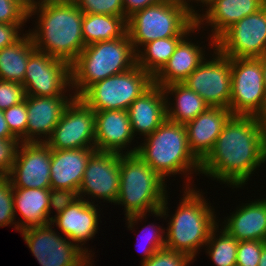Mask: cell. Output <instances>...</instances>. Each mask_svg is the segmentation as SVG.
<instances>
[{"mask_svg": "<svg viewBox=\"0 0 266 266\" xmlns=\"http://www.w3.org/2000/svg\"><path fill=\"white\" fill-rule=\"evenodd\" d=\"M265 162L266 143L256 116L233 115L201 162L200 173L239 188Z\"/></svg>", "mask_w": 266, "mask_h": 266, "instance_id": "obj_1", "label": "cell"}, {"mask_svg": "<svg viewBox=\"0 0 266 266\" xmlns=\"http://www.w3.org/2000/svg\"><path fill=\"white\" fill-rule=\"evenodd\" d=\"M165 180L136 153L120 156V185L117 201L122 204L127 227L146 219L147 212L156 217H168V194ZM167 216V217H166Z\"/></svg>", "mask_w": 266, "mask_h": 266, "instance_id": "obj_2", "label": "cell"}, {"mask_svg": "<svg viewBox=\"0 0 266 266\" xmlns=\"http://www.w3.org/2000/svg\"><path fill=\"white\" fill-rule=\"evenodd\" d=\"M36 14L37 26L29 30L35 48L71 65L85 47L82 10L73 4H36L29 17Z\"/></svg>", "mask_w": 266, "mask_h": 266, "instance_id": "obj_3", "label": "cell"}, {"mask_svg": "<svg viewBox=\"0 0 266 266\" xmlns=\"http://www.w3.org/2000/svg\"><path fill=\"white\" fill-rule=\"evenodd\" d=\"M144 138L141 145L128 149L126 154L136 153L164 180L166 176L183 174L190 183L188 175L194 172L201 174V162L189 149L184 124L166 119L152 134Z\"/></svg>", "mask_w": 266, "mask_h": 266, "instance_id": "obj_4", "label": "cell"}, {"mask_svg": "<svg viewBox=\"0 0 266 266\" xmlns=\"http://www.w3.org/2000/svg\"><path fill=\"white\" fill-rule=\"evenodd\" d=\"M136 65V52L126 32L122 37L84 47L71 64V89L80 97L92 84Z\"/></svg>", "mask_w": 266, "mask_h": 266, "instance_id": "obj_5", "label": "cell"}, {"mask_svg": "<svg viewBox=\"0 0 266 266\" xmlns=\"http://www.w3.org/2000/svg\"><path fill=\"white\" fill-rule=\"evenodd\" d=\"M185 185L182 201L166 229L165 248L189 255L193 260L218 225L214 209L200 191ZM190 187V188H189Z\"/></svg>", "mask_w": 266, "mask_h": 266, "instance_id": "obj_6", "label": "cell"}, {"mask_svg": "<svg viewBox=\"0 0 266 266\" xmlns=\"http://www.w3.org/2000/svg\"><path fill=\"white\" fill-rule=\"evenodd\" d=\"M199 30L196 17L183 0H162L135 12L127 19V33L135 52L148 42L185 37Z\"/></svg>", "mask_w": 266, "mask_h": 266, "instance_id": "obj_7", "label": "cell"}, {"mask_svg": "<svg viewBox=\"0 0 266 266\" xmlns=\"http://www.w3.org/2000/svg\"><path fill=\"white\" fill-rule=\"evenodd\" d=\"M153 84L138 65L92 84L80 98L94 111L125 110Z\"/></svg>", "mask_w": 266, "mask_h": 266, "instance_id": "obj_8", "label": "cell"}, {"mask_svg": "<svg viewBox=\"0 0 266 266\" xmlns=\"http://www.w3.org/2000/svg\"><path fill=\"white\" fill-rule=\"evenodd\" d=\"M52 228L49 223L20 231L40 266H92V258L80 246Z\"/></svg>", "mask_w": 266, "mask_h": 266, "instance_id": "obj_9", "label": "cell"}, {"mask_svg": "<svg viewBox=\"0 0 266 266\" xmlns=\"http://www.w3.org/2000/svg\"><path fill=\"white\" fill-rule=\"evenodd\" d=\"M233 115L256 116L266 102L262 64L258 58H231Z\"/></svg>", "mask_w": 266, "mask_h": 266, "instance_id": "obj_10", "label": "cell"}, {"mask_svg": "<svg viewBox=\"0 0 266 266\" xmlns=\"http://www.w3.org/2000/svg\"><path fill=\"white\" fill-rule=\"evenodd\" d=\"M212 59L203 62L182 82L211 107L229 109L231 99V58L214 48Z\"/></svg>", "mask_w": 266, "mask_h": 266, "instance_id": "obj_11", "label": "cell"}, {"mask_svg": "<svg viewBox=\"0 0 266 266\" xmlns=\"http://www.w3.org/2000/svg\"><path fill=\"white\" fill-rule=\"evenodd\" d=\"M22 85L26 96H66L71 90V65L36 49L29 56Z\"/></svg>", "mask_w": 266, "mask_h": 266, "instance_id": "obj_12", "label": "cell"}, {"mask_svg": "<svg viewBox=\"0 0 266 266\" xmlns=\"http://www.w3.org/2000/svg\"><path fill=\"white\" fill-rule=\"evenodd\" d=\"M45 143L52 150L95 148V111L75 97Z\"/></svg>", "mask_w": 266, "mask_h": 266, "instance_id": "obj_13", "label": "cell"}, {"mask_svg": "<svg viewBox=\"0 0 266 266\" xmlns=\"http://www.w3.org/2000/svg\"><path fill=\"white\" fill-rule=\"evenodd\" d=\"M215 47L230 58H258L266 54V6L236 22Z\"/></svg>", "mask_w": 266, "mask_h": 266, "instance_id": "obj_14", "label": "cell"}, {"mask_svg": "<svg viewBox=\"0 0 266 266\" xmlns=\"http://www.w3.org/2000/svg\"><path fill=\"white\" fill-rule=\"evenodd\" d=\"M51 156L52 149L45 142H21L14 165L7 175L12 187L51 188Z\"/></svg>", "mask_w": 266, "mask_h": 266, "instance_id": "obj_15", "label": "cell"}, {"mask_svg": "<svg viewBox=\"0 0 266 266\" xmlns=\"http://www.w3.org/2000/svg\"><path fill=\"white\" fill-rule=\"evenodd\" d=\"M119 153L95 151L89 158L78 190L79 198L117 201L120 185Z\"/></svg>", "mask_w": 266, "mask_h": 266, "instance_id": "obj_16", "label": "cell"}, {"mask_svg": "<svg viewBox=\"0 0 266 266\" xmlns=\"http://www.w3.org/2000/svg\"><path fill=\"white\" fill-rule=\"evenodd\" d=\"M94 202L79 198L61 213L52 217L51 220L52 225L55 226L54 223H56V227L58 226L64 237L66 236L70 241L80 246L90 257H92L91 251H88L85 247L83 248L82 245L95 237L99 228L100 214Z\"/></svg>", "mask_w": 266, "mask_h": 266, "instance_id": "obj_17", "label": "cell"}, {"mask_svg": "<svg viewBox=\"0 0 266 266\" xmlns=\"http://www.w3.org/2000/svg\"><path fill=\"white\" fill-rule=\"evenodd\" d=\"M71 95L72 93L69 94L70 98L68 96H27L26 142H46L67 106L76 97ZM41 137L43 139H40Z\"/></svg>", "mask_w": 266, "mask_h": 266, "instance_id": "obj_18", "label": "cell"}, {"mask_svg": "<svg viewBox=\"0 0 266 266\" xmlns=\"http://www.w3.org/2000/svg\"><path fill=\"white\" fill-rule=\"evenodd\" d=\"M266 6V0H213L205 8V13L196 16V25L211 26L212 34L209 46L215 48V42L236 22L254 14ZM205 22V23H204ZM201 25V26H200Z\"/></svg>", "mask_w": 266, "mask_h": 266, "instance_id": "obj_19", "label": "cell"}, {"mask_svg": "<svg viewBox=\"0 0 266 266\" xmlns=\"http://www.w3.org/2000/svg\"><path fill=\"white\" fill-rule=\"evenodd\" d=\"M232 116L230 109L210 106L185 124L189 149L200 162L211 152L222 129Z\"/></svg>", "mask_w": 266, "mask_h": 266, "instance_id": "obj_20", "label": "cell"}, {"mask_svg": "<svg viewBox=\"0 0 266 266\" xmlns=\"http://www.w3.org/2000/svg\"><path fill=\"white\" fill-rule=\"evenodd\" d=\"M133 137L135 136L130 125L128 111H95L96 151L126 154L123 150L128 149L126 147H129L128 145L133 141Z\"/></svg>", "mask_w": 266, "mask_h": 266, "instance_id": "obj_21", "label": "cell"}, {"mask_svg": "<svg viewBox=\"0 0 266 266\" xmlns=\"http://www.w3.org/2000/svg\"><path fill=\"white\" fill-rule=\"evenodd\" d=\"M167 100L163 87L152 84L128 108L133 134L146 137L167 119Z\"/></svg>", "mask_w": 266, "mask_h": 266, "instance_id": "obj_22", "label": "cell"}, {"mask_svg": "<svg viewBox=\"0 0 266 266\" xmlns=\"http://www.w3.org/2000/svg\"><path fill=\"white\" fill-rule=\"evenodd\" d=\"M95 151V148L52 150L51 188L78 191L89 158Z\"/></svg>", "mask_w": 266, "mask_h": 266, "instance_id": "obj_23", "label": "cell"}, {"mask_svg": "<svg viewBox=\"0 0 266 266\" xmlns=\"http://www.w3.org/2000/svg\"><path fill=\"white\" fill-rule=\"evenodd\" d=\"M223 224V229L238 241L266 242V198L237 207Z\"/></svg>", "mask_w": 266, "mask_h": 266, "instance_id": "obj_24", "label": "cell"}, {"mask_svg": "<svg viewBox=\"0 0 266 266\" xmlns=\"http://www.w3.org/2000/svg\"><path fill=\"white\" fill-rule=\"evenodd\" d=\"M187 34L179 43L168 62L153 77V83L164 87L182 83L205 59V50L191 41ZM204 50V51H203Z\"/></svg>", "mask_w": 266, "mask_h": 266, "instance_id": "obj_25", "label": "cell"}, {"mask_svg": "<svg viewBox=\"0 0 266 266\" xmlns=\"http://www.w3.org/2000/svg\"><path fill=\"white\" fill-rule=\"evenodd\" d=\"M49 193L50 188H13L14 212L16 215L19 212L23 217L16 222L17 231L51 223Z\"/></svg>", "mask_w": 266, "mask_h": 266, "instance_id": "obj_26", "label": "cell"}, {"mask_svg": "<svg viewBox=\"0 0 266 266\" xmlns=\"http://www.w3.org/2000/svg\"><path fill=\"white\" fill-rule=\"evenodd\" d=\"M167 100V119L169 121L186 124L210 107L203 98L183 83H173L163 87ZM175 97L172 107L168 95ZM169 101V102H168Z\"/></svg>", "mask_w": 266, "mask_h": 266, "instance_id": "obj_27", "label": "cell"}, {"mask_svg": "<svg viewBox=\"0 0 266 266\" xmlns=\"http://www.w3.org/2000/svg\"><path fill=\"white\" fill-rule=\"evenodd\" d=\"M36 50L29 33L0 50V79L23 83L29 56Z\"/></svg>", "mask_w": 266, "mask_h": 266, "instance_id": "obj_28", "label": "cell"}, {"mask_svg": "<svg viewBox=\"0 0 266 266\" xmlns=\"http://www.w3.org/2000/svg\"><path fill=\"white\" fill-rule=\"evenodd\" d=\"M126 32L127 19L124 16L84 13L82 34L85 46L120 38Z\"/></svg>", "mask_w": 266, "mask_h": 266, "instance_id": "obj_29", "label": "cell"}, {"mask_svg": "<svg viewBox=\"0 0 266 266\" xmlns=\"http://www.w3.org/2000/svg\"><path fill=\"white\" fill-rule=\"evenodd\" d=\"M183 38L170 37L148 42L136 52V65L154 77L168 62Z\"/></svg>", "mask_w": 266, "mask_h": 266, "instance_id": "obj_30", "label": "cell"}, {"mask_svg": "<svg viewBox=\"0 0 266 266\" xmlns=\"http://www.w3.org/2000/svg\"><path fill=\"white\" fill-rule=\"evenodd\" d=\"M217 232L219 233V225L210 233L205 245V247L207 246L206 253L216 266H235L239 241L230 236L223 228L220 231L221 234H217Z\"/></svg>", "mask_w": 266, "mask_h": 266, "instance_id": "obj_31", "label": "cell"}, {"mask_svg": "<svg viewBox=\"0 0 266 266\" xmlns=\"http://www.w3.org/2000/svg\"><path fill=\"white\" fill-rule=\"evenodd\" d=\"M5 121L10 132L21 142H26L27 118V96L21 103L3 110Z\"/></svg>", "mask_w": 266, "mask_h": 266, "instance_id": "obj_32", "label": "cell"}, {"mask_svg": "<svg viewBox=\"0 0 266 266\" xmlns=\"http://www.w3.org/2000/svg\"><path fill=\"white\" fill-rule=\"evenodd\" d=\"M16 217L12 184L8 176H0V227L15 224L17 230Z\"/></svg>", "mask_w": 266, "mask_h": 266, "instance_id": "obj_33", "label": "cell"}, {"mask_svg": "<svg viewBox=\"0 0 266 266\" xmlns=\"http://www.w3.org/2000/svg\"><path fill=\"white\" fill-rule=\"evenodd\" d=\"M78 7L87 14L124 16L122 0H81Z\"/></svg>", "mask_w": 266, "mask_h": 266, "instance_id": "obj_34", "label": "cell"}, {"mask_svg": "<svg viewBox=\"0 0 266 266\" xmlns=\"http://www.w3.org/2000/svg\"><path fill=\"white\" fill-rule=\"evenodd\" d=\"M192 261L193 259L187 254L163 248L141 263V266H189Z\"/></svg>", "mask_w": 266, "mask_h": 266, "instance_id": "obj_35", "label": "cell"}, {"mask_svg": "<svg viewBox=\"0 0 266 266\" xmlns=\"http://www.w3.org/2000/svg\"><path fill=\"white\" fill-rule=\"evenodd\" d=\"M266 242L261 240L239 241L236 254L237 266H258L262 249Z\"/></svg>", "mask_w": 266, "mask_h": 266, "instance_id": "obj_36", "label": "cell"}, {"mask_svg": "<svg viewBox=\"0 0 266 266\" xmlns=\"http://www.w3.org/2000/svg\"><path fill=\"white\" fill-rule=\"evenodd\" d=\"M27 19H29V12L19 2L0 0V23L24 26Z\"/></svg>", "mask_w": 266, "mask_h": 266, "instance_id": "obj_37", "label": "cell"}, {"mask_svg": "<svg viewBox=\"0 0 266 266\" xmlns=\"http://www.w3.org/2000/svg\"><path fill=\"white\" fill-rule=\"evenodd\" d=\"M25 98V88L21 83L0 79V110L21 103Z\"/></svg>", "mask_w": 266, "mask_h": 266, "instance_id": "obj_38", "label": "cell"}, {"mask_svg": "<svg viewBox=\"0 0 266 266\" xmlns=\"http://www.w3.org/2000/svg\"><path fill=\"white\" fill-rule=\"evenodd\" d=\"M20 143L18 138H0V176L10 173Z\"/></svg>", "mask_w": 266, "mask_h": 266, "instance_id": "obj_39", "label": "cell"}, {"mask_svg": "<svg viewBox=\"0 0 266 266\" xmlns=\"http://www.w3.org/2000/svg\"><path fill=\"white\" fill-rule=\"evenodd\" d=\"M79 199L78 191L71 189H52L49 193V214L51 209L56 210V215L61 213L69 205L73 204Z\"/></svg>", "mask_w": 266, "mask_h": 266, "instance_id": "obj_40", "label": "cell"}, {"mask_svg": "<svg viewBox=\"0 0 266 266\" xmlns=\"http://www.w3.org/2000/svg\"><path fill=\"white\" fill-rule=\"evenodd\" d=\"M151 225L149 224V225H147L148 227L146 226L143 229V231H145V230L147 231L146 228H148L147 232H149V233H147V242L148 243L146 244V246L143 247V252H144L143 256L144 257H143L141 263L147 261L150 257H152L156 251L165 248V237H164L165 236V231H164L165 228L162 229V227L160 228V226H159L157 229V226L154 227L153 224H151Z\"/></svg>", "mask_w": 266, "mask_h": 266, "instance_id": "obj_41", "label": "cell"}, {"mask_svg": "<svg viewBox=\"0 0 266 266\" xmlns=\"http://www.w3.org/2000/svg\"><path fill=\"white\" fill-rule=\"evenodd\" d=\"M21 28L20 24L0 23V50L13 44L21 37Z\"/></svg>", "mask_w": 266, "mask_h": 266, "instance_id": "obj_42", "label": "cell"}, {"mask_svg": "<svg viewBox=\"0 0 266 266\" xmlns=\"http://www.w3.org/2000/svg\"><path fill=\"white\" fill-rule=\"evenodd\" d=\"M124 17L128 19L135 12L140 11L148 6L157 4L162 0H122Z\"/></svg>", "mask_w": 266, "mask_h": 266, "instance_id": "obj_43", "label": "cell"}, {"mask_svg": "<svg viewBox=\"0 0 266 266\" xmlns=\"http://www.w3.org/2000/svg\"><path fill=\"white\" fill-rule=\"evenodd\" d=\"M0 138H16L8 128L3 110H0Z\"/></svg>", "mask_w": 266, "mask_h": 266, "instance_id": "obj_44", "label": "cell"}, {"mask_svg": "<svg viewBox=\"0 0 266 266\" xmlns=\"http://www.w3.org/2000/svg\"><path fill=\"white\" fill-rule=\"evenodd\" d=\"M257 121L259 123V127L261 129V133L264 136V140L266 143V102L262 107L261 111L256 115Z\"/></svg>", "mask_w": 266, "mask_h": 266, "instance_id": "obj_45", "label": "cell"}, {"mask_svg": "<svg viewBox=\"0 0 266 266\" xmlns=\"http://www.w3.org/2000/svg\"><path fill=\"white\" fill-rule=\"evenodd\" d=\"M37 4H73L78 5L81 0H37Z\"/></svg>", "mask_w": 266, "mask_h": 266, "instance_id": "obj_46", "label": "cell"}, {"mask_svg": "<svg viewBox=\"0 0 266 266\" xmlns=\"http://www.w3.org/2000/svg\"><path fill=\"white\" fill-rule=\"evenodd\" d=\"M186 4H187V6H188V8H189V11L196 17L199 13H197V10L195 11V9H193V8H195V7H193V6H191L190 5V2H191V0H183ZM190 1V2H189ZM193 1V0H192ZM194 1H196V3L198 4V1L200 2V3H202L203 4V6L202 7H206L207 5H209L213 0H194ZM188 2V3H187Z\"/></svg>", "mask_w": 266, "mask_h": 266, "instance_id": "obj_47", "label": "cell"}, {"mask_svg": "<svg viewBox=\"0 0 266 266\" xmlns=\"http://www.w3.org/2000/svg\"><path fill=\"white\" fill-rule=\"evenodd\" d=\"M19 2L28 12L37 4L36 0H14Z\"/></svg>", "mask_w": 266, "mask_h": 266, "instance_id": "obj_48", "label": "cell"}, {"mask_svg": "<svg viewBox=\"0 0 266 266\" xmlns=\"http://www.w3.org/2000/svg\"><path fill=\"white\" fill-rule=\"evenodd\" d=\"M258 59L262 64V71H263L264 85H265V92H266V54H264L261 57H258Z\"/></svg>", "mask_w": 266, "mask_h": 266, "instance_id": "obj_49", "label": "cell"}, {"mask_svg": "<svg viewBox=\"0 0 266 266\" xmlns=\"http://www.w3.org/2000/svg\"><path fill=\"white\" fill-rule=\"evenodd\" d=\"M258 266H266V246L262 249Z\"/></svg>", "mask_w": 266, "mask_h": 266, "instance_id": "obj_50", "label": "cell"}]
</instances>
